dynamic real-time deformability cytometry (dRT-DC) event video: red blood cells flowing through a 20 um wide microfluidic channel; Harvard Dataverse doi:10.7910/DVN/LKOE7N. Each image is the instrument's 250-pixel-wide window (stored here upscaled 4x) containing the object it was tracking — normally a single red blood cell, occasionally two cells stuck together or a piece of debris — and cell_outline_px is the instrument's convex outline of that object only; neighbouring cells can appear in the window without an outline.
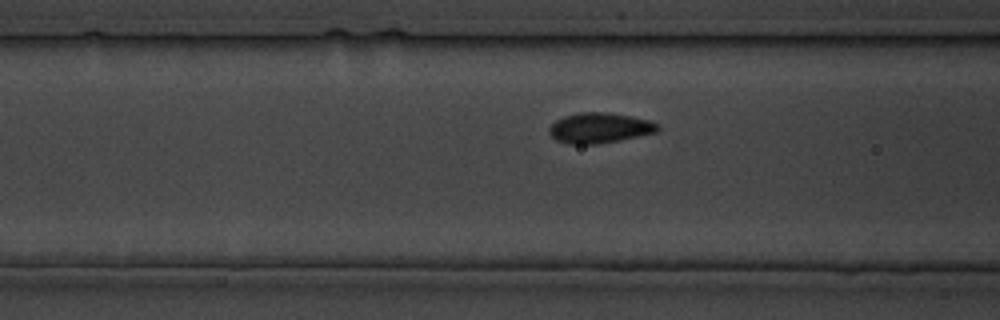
{"species": "common noctule bat (a hibernating species)", "species_latin": "Nyctalus noctula", "temperature_condition": "cold", "stored_images_in_passage": 14, "camera_frame_rate_fps": 3000, "um_per_image_px": 0.085, "animal": {"sex": "male", "body_mass_g": 19.5, "forearm_length_mm": 54.6}, "frame": {"image": 1, "passage_image": 5, "time_ms": 4.333, "image_size_px": [1000, 320], "cell_outline_px": [[660, 128], [656, 132], [596, 144], [568, 144], [556, 140], [548, 132], [548, 128], [556, 120], [564, 116], [580, 112], [604, 112], [632, 116], [648, 120], [660, 124]], "centroid_in_image_um": [50.94, 10.86], "position_along_channel_um": 115.7, "area_um2": 19.02}}
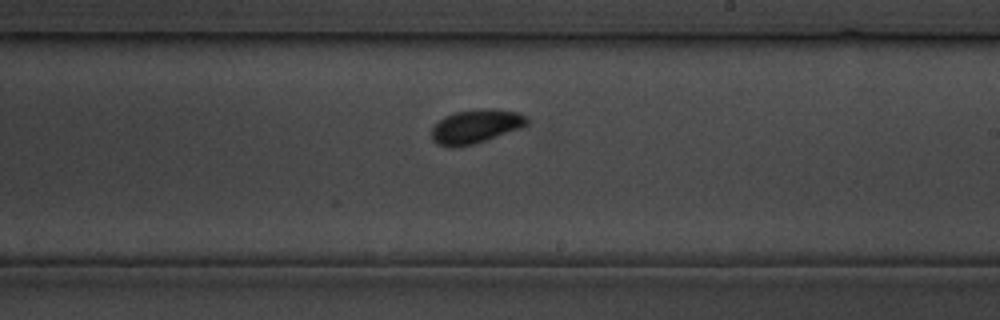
{"frame": {"image": 2, "passage_image": 12, "time_ms": 13.333, "image_size_px": [1000, 320], "cell_outline_px": [[528, 124], [524, 128], [472, 144], [452, 148], [436, 144], [432, 140], [432, 128], [444, 116], [456, 112], [520, 112], [528, 116]], "centroid_in_image_um": [40.43, 10.81], "position_along_channel_um": 248.6, "area_um2": 17.98}}